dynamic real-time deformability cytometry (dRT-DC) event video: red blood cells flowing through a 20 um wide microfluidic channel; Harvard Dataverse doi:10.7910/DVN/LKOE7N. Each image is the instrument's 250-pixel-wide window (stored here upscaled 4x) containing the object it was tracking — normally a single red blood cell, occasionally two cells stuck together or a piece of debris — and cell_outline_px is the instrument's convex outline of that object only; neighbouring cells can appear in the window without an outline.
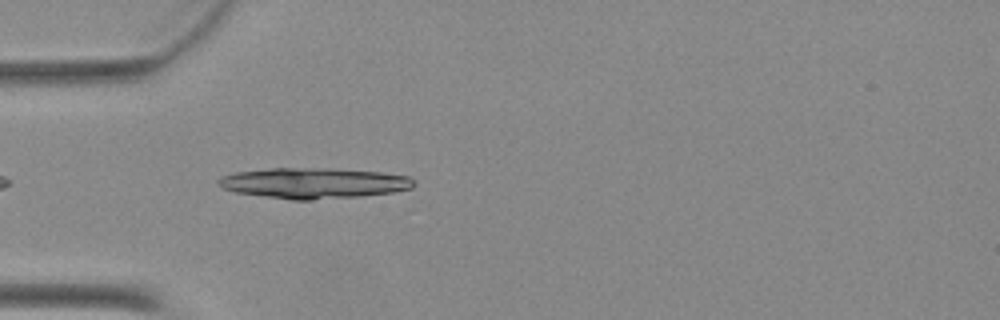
{"species": "Egyptian fruit bat (a non-hibernating species)", "species_latin": "Rousettus aegyptiacus", "temperature_condition": "warm", "stored_images_in_passage": 6, "camera_frame_rate_fps": 3000, "um_per_image_px": 0.085, "animal": {"sex": "female"}, "frame": {"image": 1, "passage_image": 2, "time_ms": 0.333, "image_size_px": [1000, 320], "cell_outline_px": [[416, 184], [412, 188], [396, 192], [360, 196], [312, 200], [292, 200], [236, 192], [224, 188], [216, 180], [220, 176], [236, 172], [272, 168], [332, 168], [384, 172], [408, 176]], "centroid_in_image_um": [26.71, 15.56], "position_along_channel_um": 58.3, "area_um2": 35.03}}